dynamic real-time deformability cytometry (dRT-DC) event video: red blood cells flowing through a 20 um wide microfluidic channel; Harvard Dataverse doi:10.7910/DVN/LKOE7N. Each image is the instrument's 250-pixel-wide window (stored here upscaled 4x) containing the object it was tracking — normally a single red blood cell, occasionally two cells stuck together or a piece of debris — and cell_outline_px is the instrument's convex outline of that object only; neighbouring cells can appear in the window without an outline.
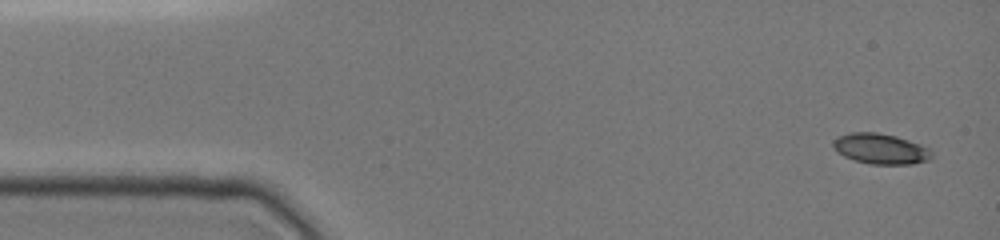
{"species": "common noctule bat (a hibernating species)", "species_latin": "Nyctalus noctula", "temperature_condition": "cold", "stored_images_in_passage": 4, "camera_frame_rate_fps": 3000, "um_per_image_px": 0.085, "animal": {"sex": "female", "body_mass_g": 19.0, "forearm_length_mm": 51.5}, "frame": {"image": 1, "passage_image": 1, "time_ms": 0.0, "image_size_px": [1000, 240], "cell_outline_px": [[932, 156], [928, 160], [912, 164], [868, 164], [844, 156], [836, 152], [832, 148], [832, 140], [836, 136], [852, 132], [876, 132], [896, 136], [920, 144], [928, 148], [932, 152]], "centroid_in_image_um": [74.8, 12.64], "position_along_channel_um": 10.2, "area_um2": 17.63}}
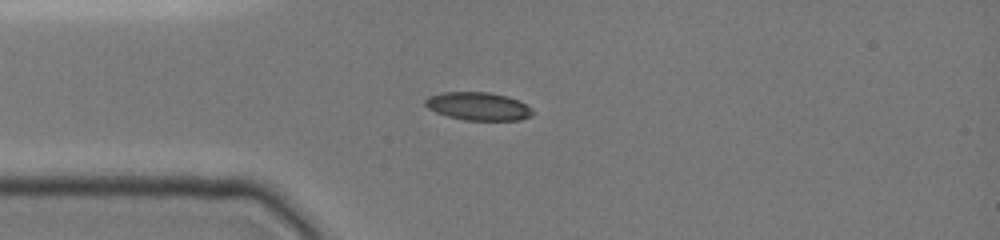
{"frame": {"image": 2, "passage_image": 4, "time_ms": 3.333, "image_size_px": [1000, 240], "cell_outline_px": [[536, 112], [532, 116], [520, 120], [464, 120], [448, 116], [436, 112], [428, 108], [424, 104], [424, 100], [428, 96], [444, 92], [488, 92], [508, 96], [532, 108]], "centroid_in_image_um": [40.66, 9.03], "position_along_channel_um": 44.3, "area_um2": 17.63}}